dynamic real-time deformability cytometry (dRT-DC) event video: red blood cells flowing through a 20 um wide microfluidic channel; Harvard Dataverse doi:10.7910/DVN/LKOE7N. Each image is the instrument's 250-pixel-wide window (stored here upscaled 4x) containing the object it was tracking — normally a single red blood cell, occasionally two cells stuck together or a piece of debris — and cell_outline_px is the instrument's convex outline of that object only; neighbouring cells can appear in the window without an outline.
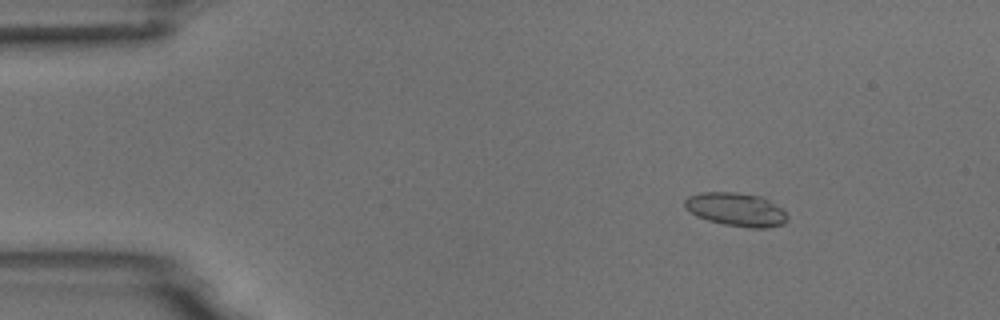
{"species": "common noctule bat (a hibernating species)", "species_latin": "Nyctalus noctula", "temperature_condition": "room temperature", "stored_images_in_passage": 8, "camera_frame_rate_fps": 3000, "um_per_image_px": 0.085, "animal": {"sex": "male", "body_mass_g": 18.8}, "frame": {"image": 1, "passage_image": 2, "time_ms": 1.0, "image_size_px": [1000, 320], "cell_outline_px": [[788, 220], [784, 224], [768, 228], [748, 228], [724, 224], [708, 220], [696, 216], [684, 208], [684, 200], [688, 196], [700, 192], [736, 192], [760, 196], [768, 200], [780, 208], [788, 216]], "centroid_in_image_um": [62.55, 17.81], "position_along_channel_um": 22.5, "area_um2": 20.11}}